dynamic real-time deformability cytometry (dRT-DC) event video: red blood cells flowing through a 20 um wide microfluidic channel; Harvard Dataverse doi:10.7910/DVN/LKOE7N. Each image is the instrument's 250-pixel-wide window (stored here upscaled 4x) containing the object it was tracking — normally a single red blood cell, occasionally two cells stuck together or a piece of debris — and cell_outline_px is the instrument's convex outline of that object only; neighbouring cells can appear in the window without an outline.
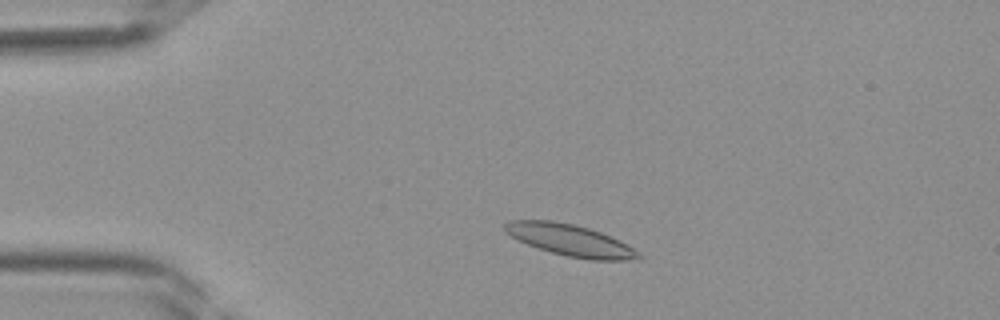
{"species": "Egyptian fruit bat (a non-hibernating species)", "species_latin": "Rousettus aegyptiacus", "temperature_condition": "room temperature", "stored_images_in_passage": 37, "camera_frame_rate_fps": 3000, "um_per_image_px": 0.085, "frame": {"image": 1, "passage_image": 5, "time_ms": 1.333, "image_size_px": [1000, 320], "cell_outline_px": [[644, 256], [640, 260], [588, 260], [568, 256], [552, 252], [528, 244], [512, 236], [504, 228], [504, 224], [508, 220], [552, 220], [572, 224], [588, 228], [600, 232], [632, 248]], "centroid_in_image_um": [48.49, 20.42], "position_along_channel_um": 36.5, "area_um2": 24.1}}
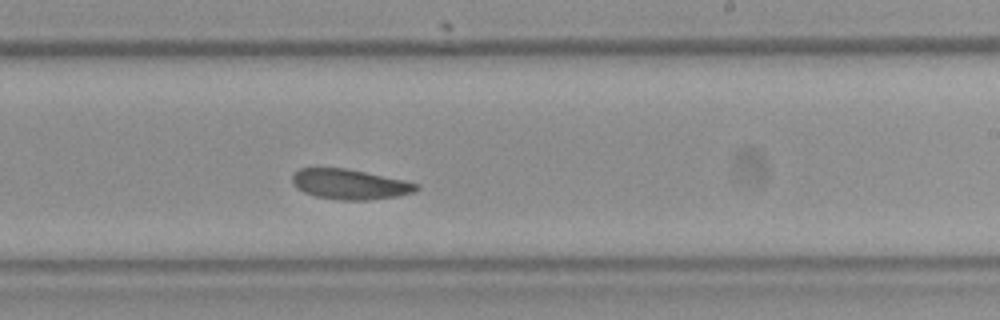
{"frame": {"image": 2, "passage_image": 21, "time_ms": 6.667, "image_size_px": [1000, 320], "cell_outline_px": [[420, 188], [412, 192], [400, 196], [368, 200], [340, 200], [316, 196], [304, 192], [296, 188], [292, 184], [292, 176], [300, 168], [344, 168], [404, 180], [420, 184]], "centroid_in_image_um": [29.74, 15.67], "position_along_channel_um": 259.3, "area_um2": 21.73}}
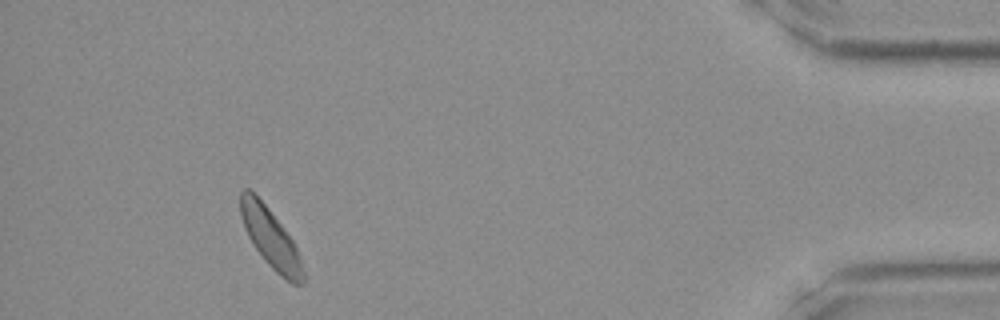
{"frame": {"image": 3, "passage_image": 34, "time_ms": 11.0, "image_size_px": [1000, 320], "cell_outline_px": [[304, 284], [292, 284], [280, 276], [264, 260], [248, 236], [240, 216], [240, 192], [244, 188], [248, 188], [268, 208], [284, 228], [292, 240], [300, 256], [304, 272]], "centroid_in_image_um": [23.0, 20.26], "position_along_channel_um": 412.2, "area_um2": 21.39}}